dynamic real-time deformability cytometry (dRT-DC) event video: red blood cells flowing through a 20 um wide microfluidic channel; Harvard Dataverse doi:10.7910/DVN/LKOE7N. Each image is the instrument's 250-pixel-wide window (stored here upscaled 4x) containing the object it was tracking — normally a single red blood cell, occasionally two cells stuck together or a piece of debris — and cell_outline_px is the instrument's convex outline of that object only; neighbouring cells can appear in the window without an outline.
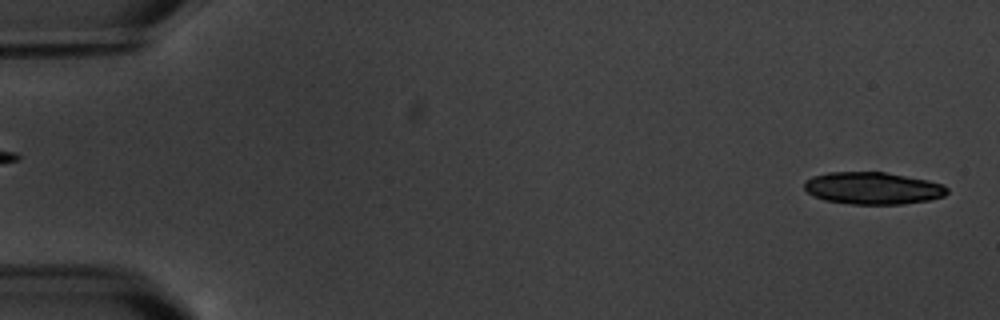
{"species": "common noctule bat (a hibernating species)", "species_latin": "Nyctalus noctula", "temperature_condition": "warm", "stored_images_in_passage": 5, "camera_frame_rate_fps": 3000, "um_per_image_px": 0.085, "animal": {"sex": "male", "body_mass_g": 20.1, "forearm_length_mm": 53.5}, "frame": {"image": 1, "passage_image": 5, "time_ms": 6.333, "image_size_px": [1000, 320], "cell_outline_px": [[948, 192], [944, 196], [928, 200], [904, 204], [852, 204], [824, 200], [812, 196], [804, 188], [804, 180], [812, 176], [828, 172], [884, 172], [928, 180], [944, 184], [948, 188]], "centroid_in_image_um": [74.17, 15.99], "position_along_channel_um": 10.8, "area_um2": 26.93}}